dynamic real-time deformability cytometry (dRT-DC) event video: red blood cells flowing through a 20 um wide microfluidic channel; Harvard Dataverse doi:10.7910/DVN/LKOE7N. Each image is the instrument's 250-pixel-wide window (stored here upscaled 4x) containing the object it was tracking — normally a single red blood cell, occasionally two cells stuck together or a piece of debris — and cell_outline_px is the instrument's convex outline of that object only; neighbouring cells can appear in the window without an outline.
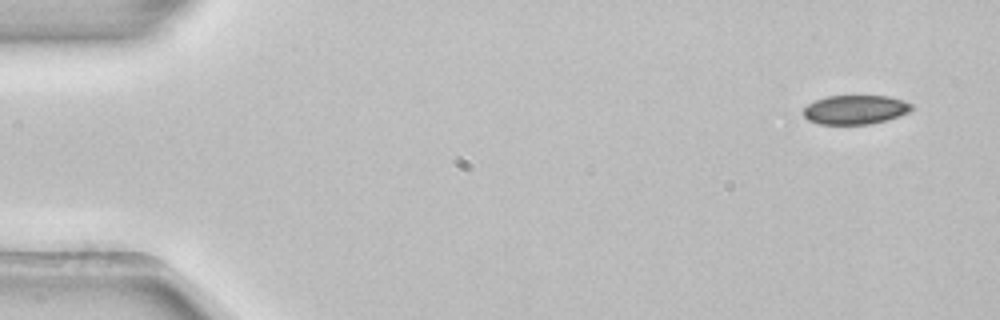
{"species": "common noctule bat (a hibernating species)", "species_latin": "Nyctalus noctula", "temperature_condition": "room temperature", "stored_images_in_passage": 3, "camera_frame_rate_fps": 3000, "um_per_image_px": 0.085, "animal": {"sex": "female", "body_mass_g": 22.7, "forearm_length_mm": 54.2}, "frame": {"image": 1, "passage_image": 1, "time_ms": 0.0, "image_size_px": [1000, 320], "cell_outline_px": [[912, 108], [908, 112], [900, 116], [888, 120], [868, 124], [820, 124], [808, 120], [804, 116], [804, 108], [808, 104], [816, 100], [828, 96], [888, 96], [904, 100], [912, 104]], "centroid_in_image_um": [72.72, 9.32], "position_along_channel_um": 12.3, "area_um2": 18.32}}
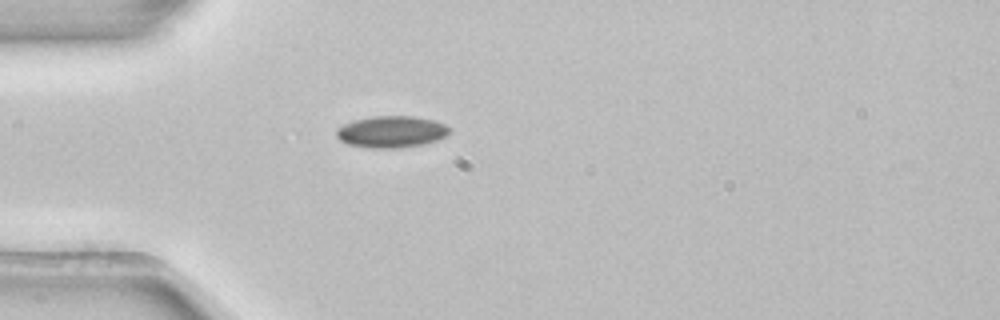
{"frame": {"image": 2, "passage_image": 3, "time_ms": 0.667, "image_size_px": [1000, 320], "cell_outline_px": [[448, 136], [424, 144], [400, 148], [368, 148], [348, 144], [340, 140], [336, 136], [336, 128], [352, 120], [372, 116], [416, 116], [432, 120], [444, 124], [448, 128]], "centroid_in_image_um": [33.23, 11.2], "position_along_channel_um": 51.8, "area_um2": 20.98}}